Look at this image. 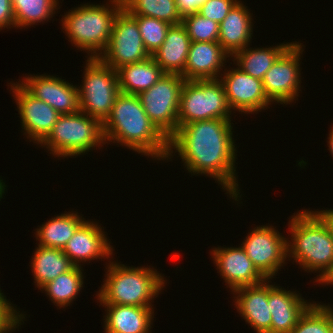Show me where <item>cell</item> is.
Wrapping results in <instances>:
<instances>
[{"label":"cell","instance_id":"6da1fadb","mask_svg":"<svg viewBox=\"0 0 333 333\" xmlns=\"http://www.w3.org/2000/svg\"><path fill=\"white\" fill-rule=\"evenodd\" d=\"M232 128L230 119H209L185 124L169 139L167 160L175 150L189 172L210 175L223 185L222 188L231 198L239 201L240 190L234 167L237 150Z\"/></svg>","mask_w":333,"mask_h":333},{"label":"cell","instance_id":"7a4b0ae2","mask_svg":"<svg viewBox=\"0 0 333 333\" xmlns=\"http://www.w3.org/2000/svg\"><path fill=\"white\" fill-rule=\"evenodd\" d=\"M105 143H119L158 160L167 159L169 140L146 114L137 95L120 92L103 122ZM107 141V142H106Z\"/></svg>","mask_w":333,"mask_h":333},{"label":"cell","instance_id":"3957f363","mask_svg":"<svg viewBox=\"0 0 333 333\" xmlns=\"http://www.w3.org/2000/svg\"><path fill=\"white\" fill-rule=\"evenodd\" d=\"M298 213L288 224L292 242H287V256L305 271L319 270L316 282L323 283L333 272V230L319 211Z\"/></svg>","mask_w":333,"mask_h":333},{"label":"cell","instance_id":"277c9868","mask_svg":"<svg viewBox=\"0 0 333 333\" xmlns=\"http://www.w3.org/2000/svg\"><path fill=\"white\" fill-rule=\"evenodd\" d=\"M97 299L104 305H128L152 308V300L165 286L162 274L148 267H128L111 262L107 265ZM151 301V302H150Z\"/></svg>","mask_w":333,"mask_h":333},{"label":"cell","instance_id":"5b68a950","mask_svg":"<svg viewBox=\"0 0 333 333\" xmlns=\"http://www.w3.org/2000/svg\"><path fill=\"white\" fill-rule=\"evenodd\" d=\"M112 5L84 4L62 17V28L72 44L87 50L89 58H99L110 41L113 22L123 8L122 0H110ZM113 6V7H112ZM112 7V8H111ZM111 8V9H110Z\"/></svg>","mask_w":333,"mask_h":333},{"label":"cell","instance_id":"8992f818","mask_svg":"<svg viewBox=\"0 0 333 333\" xmlns=\"http://www.w3.org/2000/svg\"><path fill=\"white\" fill-rule=\"evenodd\" d=\"M40 144L49 148L53 156H78L106 144L103 123L80 110L73 114H61Z\"/></svg>","mask_w":333,"mask_h":333},{"label":"cell","instance_id":"52a82bcc","mask_svg":"<svg viewBox=\"0 0 333 333\" xmlns=\"http://www.w3.org/2000/svg\"><path fill=\"white\" fill-rule=\"evenodd\" d=\"M231 111L219 78L185 80L180 94L178 128L193 121L231 119Z\"/></svg>","mask_w":333,"mask_h":333},{"label":"cell","instance_id":"ba28073f","mask_svg":"<svg viewBox=\"0 0 333 333\" xmlns=\"http://www.w3.org/2000/svg\"><path fill=\"white\" fill-rule=\"evenodd\" d=\"M86 61L83 86L78 87L79 108L103 123L120 93L117 71L99 58H88Z\"/></svg>","mask_w":333,"mask_h":333},{"label":"cell","instance_id":"9c48e42d","mask_svg":"<svg viewBox=\"0 0 333 333\" xmlns=\"http://www.w3.org/2000/svg\"><path fill=\"white\" fill-rule=\"evenodd\" d=\"M185 79L165 73L148 90L139 93L141 105L151 122L169 140L178 129V109Z\"/></svg>","mask_w":333,"mask_h":333},{"label":"cell","instance_id":"30bf717a","mask_svg":"<svg viewBox=\"0 0 333 333\" xmlns=\"http://www.w3.org/2000/svg\"><path fill=\"white\" fill-rule=\"evenodd\" d=\"M136 20L122 8L113 22L110 41L99 59L106 65L117 68L148 59Z\"/></svg>","mask_w":333,"mask_h":333},{"label":"cell","instance_id":"8fae6325","mask_svg":"<svg viewBox=\"0 0 333 333\" xmlns=\"http://www.w3.org/2000/svg\"><path fill=\"white\" fill-rule=\"evenodd\" d=\"M303 51L301 43H293L264 75L262 82L270 102L287 105L297 99L301 84L299 62Z\"/></svg>","mask_w":333,"mask_h":333},{"label":"cell","instance_id":"7c38bea8","mask_svg":"<svg viewBox=\"0 0 333 333\" xmlns=\"http://www.w3.org/2000/svg\"><path fill=\"white\" fill-rule=\"evenodd\" d=\"M280 234L273 226L255 227L241 244L255 268L267 281L277 274L288 258V241Z\"/></svg>","mask_w":333,"mask_h":333},{"label":"cell","instance_id":"4fadbf2b","mask_svg":"<svg viewBox=\"0 0 333 333\" xmlns=\"http://www.w3.org/2000/svg\"><path fill=\"white\" fill-rule=\"evenodd\" d=\"M11 84L25 135L40 144L52 131L61 114L31 95L20 83Z\"/></svg>","mask_w":333,"mask_h":333},{"label":"cell","instance_id":"5bb4252c","mask_svg":"<svg viewBox=\"0 0 333 333\" xmlns=\"http://www.w3.org/2000/svg\"><path fill=\"white\" fill-rule=\"evenodd\" d=\"M221 75H224L220 81L224 86L227 101L232 110L250 114L267 109L268 105L271 104L261 79L244 73L238 67L227 70Z\"/></svg>","mask_w":333,"mask_h":333},{"label":"cell","instance_id":"9a60e30c","mask_svg":"<svg viewBox=\"0 0 333 333\" xmlns=\"http://www.w3.org/2000/svg\"><path fill=\"white\" fill-rule=\"evenodd\" d=\"M20 83L35 98L46 102L59 114H73L80 110L78 87L64 79L50 75L26 76Z\"/></svg>","mask_w":333,"mask_h":333},{"label":"cell","instance_id":"2e32d148","mask_svg":"<svg viewBox=\"0 0 333 333\" xmlns=\"http://www.w3.org/2000/svg\"><path fill=\"white\" fill-rule=\"evenodd\" d=\"M212 252L215 266L232 292L238 288L257 285L265 280L241 246L238 248L217 247Z\"/></svg>","mask_w":333,"mask_h":333},{"label":"cell","instance_id":"e0dca14e","mask_svg":"<svg viewBox=\"0 0 333 333\" xmlns=\"http://www.w3.org/2000/svg\"><path fill=\"white\" fill-rule=\"evenodd\" d=\"M105 235L97 223L85 221L68 241L63 252L74 266H81V262L101 257L108 259L113 253V248Z\"/></svg>","mask_w":333,"mask_h":333},{"label":"cell","instance_id":"ac0fdd59","mask_svg":"<svg viewBox=\"0 0 333 333\" xmlns=\"http://www.w3.org/2000/svg\"><path fill=\"white\" fill-rule=\"evenodd\" d=\"M236 308L257 333H272V316L268 305L269 281L238 288L233 291Z\"/></svg>","mask_w":333,"mask_h":333},{"label":"cell","instance_id":"d6986e66","mask_svg":"<svg viewBox=\"0 0 333 333\" xmlns=\"http://www.w3.org/2000/svg\"><path fill=\"white\" fill-rule=\"evenodd\" d=\"M228 57L219 42H191L181 75L185 80L220 78L218 74Z\"/></svg>","mask_w":333,"mask_h":333},{"label":"cell","instance_id":"ffe728a7","mask_svg":"<svg viewBox=\"0 0 333 333\" xmlns=\"http://www.w3.org/2000/svg\"><path fill=\"white\" fill-rule=\"evenodd\" d=\"M311 304L294 291L269 284L268 305L272 316V333H290Z\"/></svg>","mask_w":333,"mask_h":333},{"label":"cell","instance_id":"44dd1931","mask_svg":"<svg viewBox=\"0 0 333 333\" xmlns=\"http://www.w3.org/2000/svg\"><path fill=\"white\" fill-rule=\"evenodd\" d=\"M252 16L239 0L219 24L218 42L222 49L233 58V55L245 47L252 39ZM252 32V33H251Z\"/></svg>","mask_w":333,"mask_h":333},{"label":"cell","instance_id":"7402d4cb","mask_svg":"<svg viewBox=\"0 0 333 333\" xmlns=\"http://www.w3.org/2000/svg\"><path fill=\"white\" fill-rule=\"evenodd\" d=\"M105 333H149L153 308L128 305H105ZM153 314V315H152Z\"/></svg>","mask_w":333,"mask_h":333},{"label":"cell","instance_id":"603a6c76","mask_svg":"<svg viewBox=\"0 0 333 333\" xmlns=\"http://www.w3.org/2000/svg\"><path fill=\"white\" fill-rule=\"evenodd\" d=\"M191 39L182 24L172 25L162 45L151 55L168 74H182L187 62Z\"/></svg>","mask_w":333,"mask_h":333},{"label":"cell","instance_id":"cb8c5ba5","mask_svg":"<svg viewBox=\"0 0 333 333\" xmlns=\"http://www.w3.org/2000/svg\"><path fill=\"white\" fill-rule=\"evenodd\" d=\"M116 71L120 92L133 95L148 90L165 74L152 56L141 62L123 65Z\"/></svg>","mask_w":333,"mask_h":333},{"label":"cell","instance_id":"d4e9b609","mask_svg":"<svg viewBox=\"0 0 333 333\" xmlns=\"http://www.w3.org/2000/svg\"><path fill=\"white\" fill-rule=\"evenodd\" d=\"M32 257L31 268L38 288L53 281L59 275L69 271L74 265L63 249L37 247Z\"/></svg>","mask_w":333,"mask_h":333},{"label":"cell","instance_id":"484cf974","mask_svg":"<svg viewBox=\"0 0 333 333\" xmlns=\"http://www.w3.org/2000/svg\"><path fill=\"white\" fill-rule=\"evenodd\" d=\"M85 222L77 213L57 215L37 228L39 246L64 249L76 230Z\"/></svg>","mask_w":333,"mask_h":333},{"label":"cell","instance_id":"4316f807","mask_svg":"<svg viewBox=\"0 0 333 333\" xmlns=\"http://www.w3.org/2000/svg\"><path fill=\"white\" fill-rule=\"evenodd\" d=\"M293 44L281 43L275 47L269 48H244L235 53L234 61L238 68L246 74L258 79H263L266 72L271 68L274 62Z\"/></svg>","mask_w":333,"mask_h":333},{"label":"cell","instance_id":"83f0119b","mask_svg":"<svg viewBox=\"0 0 333 333\" xmlns=\"http://www.w3.org/2000/svg\"><path fill=\"white\" fill-rule=\"evenodd\" d=\"M81 266H73L69 271L59 275L53 281L45 284L41 289L46 292L51 301L57 306L66 307L77 298L83 287V273ZM69 304V305H68Z\"/></svg>","mask_w":333,"mask_h":333},{"label":"cell","instance_id":"f1b7e54d","mask_svg":"<svg viewBox=\"0 0 333 333\" xmlns=\"http://www.w3.org/2000/svg\"><path fill=\"white\" fill-rule=\"evenodd\" d=\"M123 8L131 16H147L168 22L181 24L182 17L175 0H122Z\"/></svg>","mask_w":333,"mask_h":333},{"label":"cell","instance_id":"f546056e","mask_svg":"<svg viewBox=\"0 0 333 333\" xmlns=\"http://www.w3.org/2000/svg\"><path fill=\"white\" fill-rule=\"evenodd\" d=\"M57 2L59 3L58 0H12L15 28H26L50 19L55 14V9H59Z\"/></svg>","mask_w":333,"mask_h":333},{"label":"cell","instance_id":"4dcf8cb0","mask_svg":"<svg viewBox=\"0 0 333 333\" xmlns=\"http://www.w3.org/2000/svg\"><path fill=\"white\" fill-rule=\"evenodd\" d=\"M290 333H333V309L313 302Z\"/></svg>","mask_w":333,"mask_h":333},{"label":"cell","instance_id":"1f68e13d","mask_svg":"<svg viewBox=\"0 0 333 333\" xmlns=\"http://www.w3.org/2000/svg\"><path fill=\"white\" fill-rule=\"evenodd\" d=\"M139 27L145 49L152 55L164 42L169 28L168 22L147 16H132Z\"/></svg>","mask_w":333,"mask_h":333},{"label":"cell","instance_id":"d6a6232c","mask_svg":"<svg viewBox=\"0 0 333 333\" xmlns=\"http://www.w3.org/2000/svg\"><path fill=\"white\" fill-rule=\"evenodd\" d=\"M181 24L191 42H218L219 23L203 17L198 12L183 17Z\"/></svg>","mask_w":333,"mask_h":333},{"label":"cell","instance_id":"836d02e7","mask_svg":"<svg viewBox=\"0 0 333 333\" xmlns=\"http://www.w3.org/2000/svg\"><path fill=\"white\" fill-rule=\"evenodd\" d=\"M237 2V0H207L200 6L198 13L220 24Z\"/></svg>","mask_w":333,"mask_h":333},{"label":"cell","instance_id":"e575fe53","mask_svg":"<svg viewBox=\"0 0 333 333\" xmlns=\"http://www.w3.org/2000/svg\"><path fill=\"white\" fill-rule=\"evenodd\" d=\"M11 25L15 27L12 0H0V30Z\"/></svg>","mask_w":333,"mask_h":333},{"label":"cell","instance_id":"d590c367","mask_svg":"<svg viewBox=\"0 0 333 333\" xmlns=\"http://www.w3.org/2000/svg\"><path fill=\"white\" fill-rule=\"evenodd\" d=\"M177 4V9L181 17H185L190 14L198 12L201 5H203L207 0H175Z\"/></svg>","mask_w":333,"mask_h":333},{"label":"cell","instance_id":"8d00e7d4","mask_svg":"<svg viewBox=\"0 0 333 333\" xmlns=\"http://www.w3.org/2000/svg\"><path fill=\"white\" fill-rule=\"evenodd\" d=\"M330 224L333 230V209L319 211Z\"/></svg>","mask_w":333,"mask_h":333},{"label":"cell","instance_id":"74e56055","mask_svg":"<svg viewBox=\"0 0 333 333\" xmlns=\"http://www.w3.org/2000/svg\"><path fill=\"white\" fill-rule=\"evenodd\" d=\"M331 132H330V134H329V141H328V147H329V149L328 150H330L331 151V154H332V157H333V126H332V128H331V130H330Z\"/></svg>","mask_w":333,"mask_h":333},{"label":"cell","instance_id":"f35d334b","mask_svg":"<svg viewBox=\"0 0 333 333\" xmlns=\"http://www.w3.org/2000/svg\"><path fill=\"white\" fill-rule=\"evenodd\" d=\"M3 180H1L0 179V200H1V198H3L2 196H3V193L5 192V187H6V185H5V183L4 182H2Z\"/></svg>","mask_w":333,"mask_h":333},{"label":"cell","instance_id":"ab89813d","mask_svg":"<svg viewBox=\"0 0 333 333\" xmlns=\"http://www.w3.org/2000/svg\"><path fill=\"white\" fill-rule=\"evenodd\" d=\"M322 284H332L333 285V272L330 274V276L322 283Z\"/></svg>","mask_w":333,"mask_h":333}]
</instances>
